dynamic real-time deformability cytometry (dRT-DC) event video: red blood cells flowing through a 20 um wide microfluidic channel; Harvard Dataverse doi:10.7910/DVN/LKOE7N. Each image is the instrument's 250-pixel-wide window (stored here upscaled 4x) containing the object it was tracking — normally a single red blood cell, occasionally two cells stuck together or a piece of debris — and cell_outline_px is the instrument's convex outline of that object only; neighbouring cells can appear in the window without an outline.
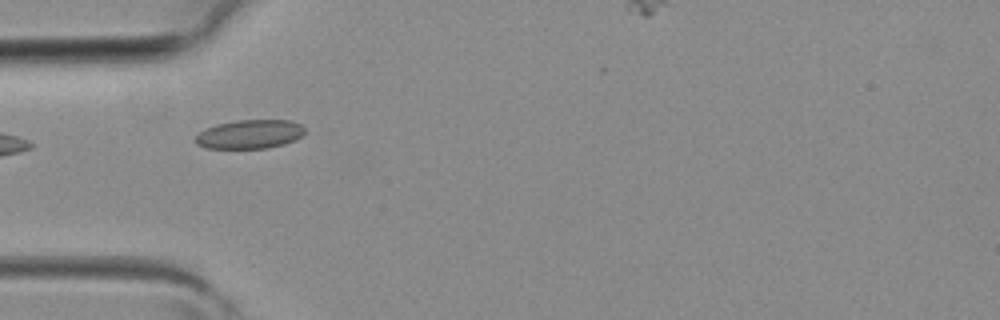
{"species": "common noctule bat (a hibernating species)", "species_latin": "Nyctalus noctula", "temperature_condition": "room temperature", "stored_images_in_passage": 5, "camera_frame_rate_fps": 3000, "um_per_image_px": 0.085, "animal": {"sex": "female", "body_mass_g": 19.3, "forearm_length_mm": 54.1}, "frame": {"image": 1, "passage_image": 4, "time_ms": 1.0, "image_size_px": [1000, 320], "cell_outline_px": [[304, 132], [296, 140], [284, 144], [268, 148], [204, 148], [196, 144], [196, 136], [204, 128], [216, 124], [236, 120], [292, 120], [300, 124], [304, 128]], "centroid_in_image_um": [21.22, 11.4], "position_along_channel_um": 63.8, "area_um2": 18.5}}